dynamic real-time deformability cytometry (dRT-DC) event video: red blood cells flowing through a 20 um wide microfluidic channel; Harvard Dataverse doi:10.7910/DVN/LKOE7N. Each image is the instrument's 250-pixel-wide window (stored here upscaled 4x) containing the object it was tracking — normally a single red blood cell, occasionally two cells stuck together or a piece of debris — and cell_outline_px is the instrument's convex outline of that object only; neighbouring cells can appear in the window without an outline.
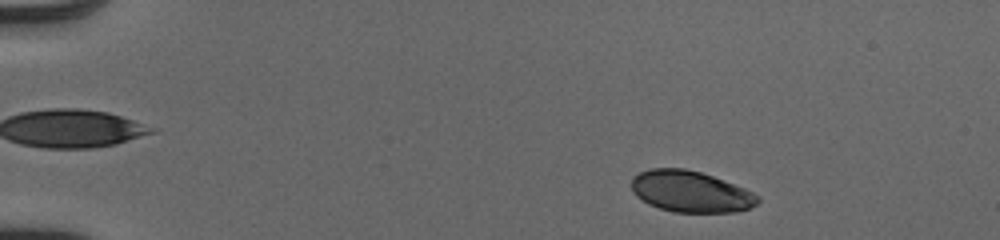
{"species": "human", "species_latin": "Homo sapiens", "temperature_condition": "cold", "stored_images_in_passage": 47, "camera_frame_rate_fps": 3000, "um_per_image_px": 0.085, "donor": {"sex": "male"}, "frame": {"image": 1, "passage_image": 4, "time_ms": 1.0, "image_size_px": [1000, 240], "cell_outline_px": [[760, 200], [756, 204], [748, 208], [736, 212], [672, 212], [648, 204], [636, 196], [632, 188], [632, 176], [640, 172], [652, 168], [684, 168], [700, 172], [712, 176], [744, 188], [760, 196]], "centroid_in_image_um": [58.69, 16.28], "position_along_channel_um": 26.3, "area_um2": 30.29}}
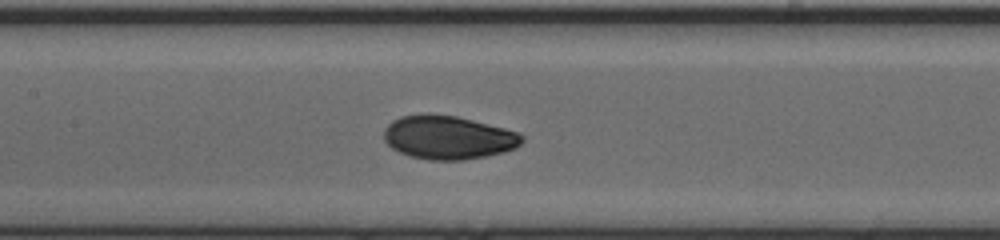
{"frame": {"image": 2, "passage_image": 22, "time_ms": 7.0, "image_size_px": [1000, 240], "cell_outline_px": [[524, 140], [516, 148], [504, 152], [484, 156], [460, 160], [428, 160], [408, 156], [392, 148], [384, 140], [384, 128], [392, 120], [400, 116], [456, 116], [520, 132], [524, 136]], "centroid_in_image_um": [38.12, 11.71], "position_along_channel_um": 169.3, "area_um2": 34.56}}
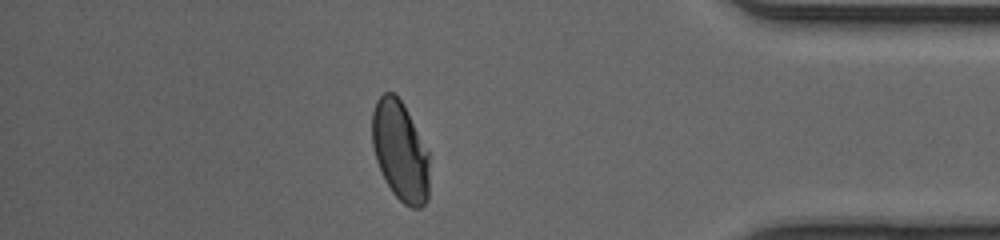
{"frame": {"image": 3, "passage_image": 41, "time_ms": 13.333, "image_size_px": [1000, 240], "cell_outline_px": [[428, 200], [420, 208], [412, 208], [404, 204], [392, 192], [376, 160], [372, 144], [372, 112], [376, 100], [384, 92], [392, 92], [404, 104], [428, 152]], "centroid_in_image_um": [34.0, 12.83], "position_along_channel_um": 401.2, "area_um2": 33.0}, "authors_computed_cell_mechanics": {"area_um2": 33.8708, "velocity_mm_per_s": 4.0972, "shape_relaxation_time_tau1_ms": 2.7006, "shape_relaxation_time_tau2_ms": 0.6807, "deformation_change_tau1": 0.1389, "deformation_change_tau2": 0.0343}}